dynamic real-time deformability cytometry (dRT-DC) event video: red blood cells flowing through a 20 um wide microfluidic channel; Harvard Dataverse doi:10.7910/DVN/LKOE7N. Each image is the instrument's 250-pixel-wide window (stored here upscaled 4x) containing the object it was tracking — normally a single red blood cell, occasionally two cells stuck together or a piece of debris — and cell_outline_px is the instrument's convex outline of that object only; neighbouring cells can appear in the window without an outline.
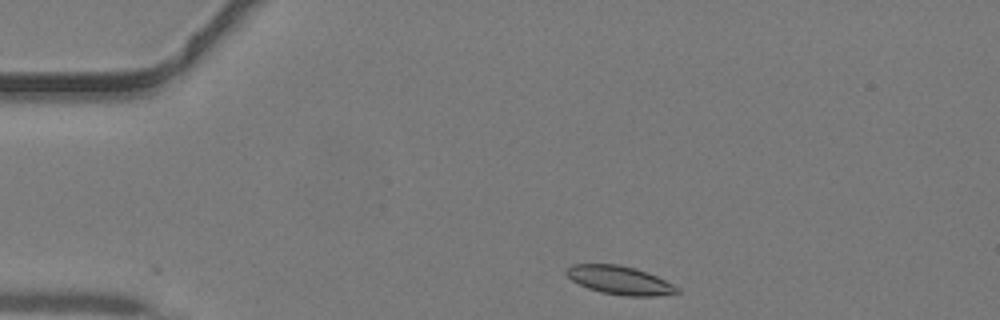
{"species": "common noctule bat (a hibernating species)", "species_latin": "Nyctalus noctula", "temperature_condition": "warm", "stored_images_in_passage": 35, "camera_frame_rate_fps": 3000, "um_per_image_px": 0.085, "animal": {"sex": "male", "body_mass_g": 19.2, "forearm_length_mm": 51.8}, "frame": {"image": 1, "passage_image": 1, "time_ms": 0.0, "image_size_px": [1000, 320], "cell_outline_px": [[680, 292], [656, 296], [628, 296], [600, 292], [588, 288], [572, 280], [564, 272], [572, 264], [616, 264], [648, 272], [680, 288]], "centroid_in_image_um": [52.67, 23.82], "position_along_channel_um": 32.3, "area_um2": 18.15}}
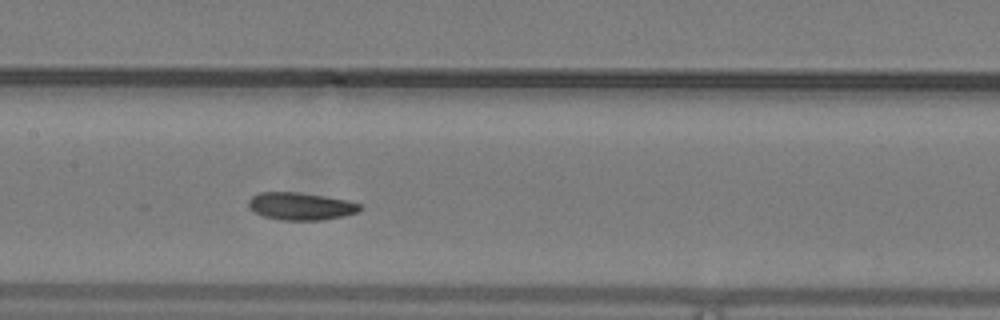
{"frame": {"image": 2, "passage_image": 14, "time_ms": 4.333, "image_size_px": [1000, 320], "cell_outline_px": [[364, 208], [356, 212], [344, 216], [324, 220], [280, 220], [264, 216], [248, 208], [248, 200], [252, 196], [260, 192], [296, 192], [324, 196], [348, 200], [364, 204]], "centroid_in_image_um": [25.6, 17.53], "position_along_channel_um": 181.8, "area_um2": 18.03}}
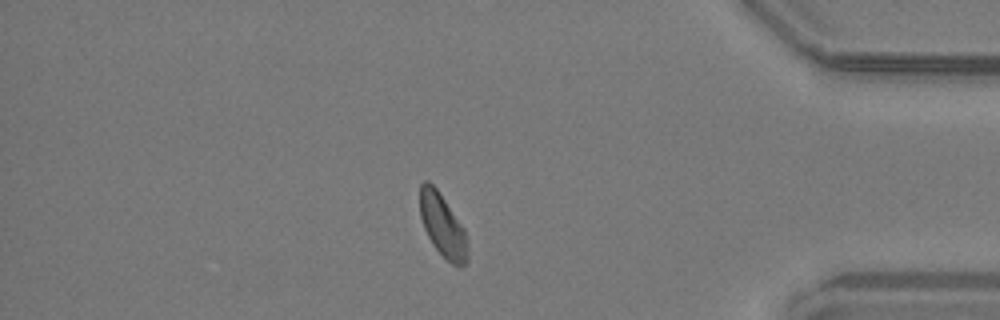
{"frame": {"image": 3, "passage_image": 30, "time_ms": 9.667, "image_size_px": [1000, 320], "cell_outline_px": [[468, 260], [464, 264], [452, 264], [432, 244], [424, 228], [420, 216], [420, 184], [424, 180], [428, 180], [436, 188], [464, 228], [468, 248]], "centroid_in_image_um": [37.61, 19.14], "position_along_channel_um": 397.6, "area_um2": 17.17}}